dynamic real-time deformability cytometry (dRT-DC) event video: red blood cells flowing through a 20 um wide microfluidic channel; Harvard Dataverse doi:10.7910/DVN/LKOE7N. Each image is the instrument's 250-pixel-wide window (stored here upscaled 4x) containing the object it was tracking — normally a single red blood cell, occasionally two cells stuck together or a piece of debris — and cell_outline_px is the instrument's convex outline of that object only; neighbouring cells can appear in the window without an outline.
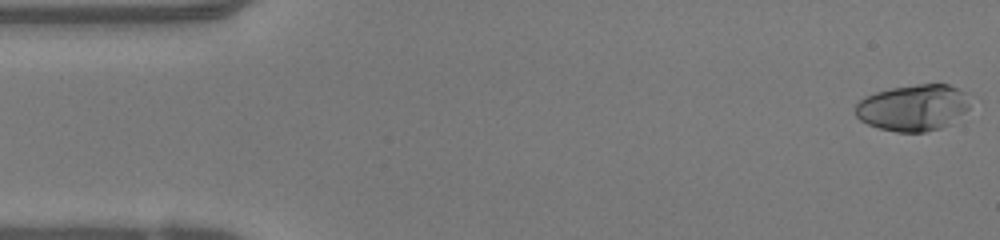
{"species": "human", "species_latin": "Homo sapiens", "temperature_condition": "warm", "stored_images_in_passage": 48, "camera_frame_rate_fps": 3000, "um_per_image_px": 0.085, "donor": {"sex": "female"}, "frame": {"image": 1, "passage_image": 1, "time_ms": 0.0, "image_size_px": [1000, 240], "cell_outline_px": [[968, 108], [964, 112], [948, 124], [940, 128], [924, 132], [896, 132], [880, 128], [868, 124], [860, 120], [856, 116], [856, 104], [864, 96], [876, 92], [892, 88], [916, 84], [948, 84], [964, 92], [968, 104]], "centroid_in_image_um": [77.57, 9.15], "position_along_channel_um": 7.4, "area_um2": 30.58}}
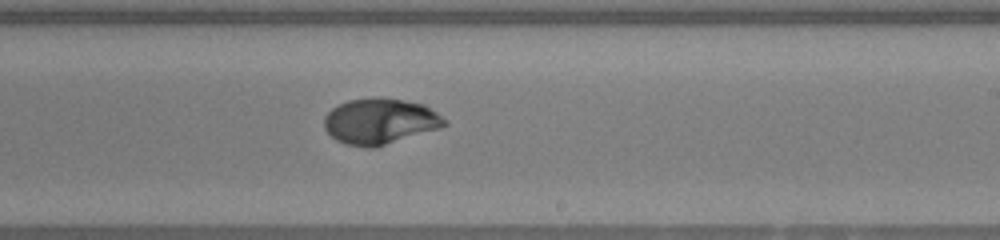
{"frame": {"image": 2, "passage_image": 28, "time_ms": 9.0, "image_size_px": [1000, 240], "cell_outline_px": [[448, 124], [440, 128], [376, 148], [364, 148], [344, 144], [336, 140], [324, 128], [324, 116], [332, 108], [348, 100], [400, 100], [424, 104], [448, 120]], "centroid_in_image_um": [32.31, 10.37], "position_along_channel_um": 256.7, "area_um2": 31.67}}
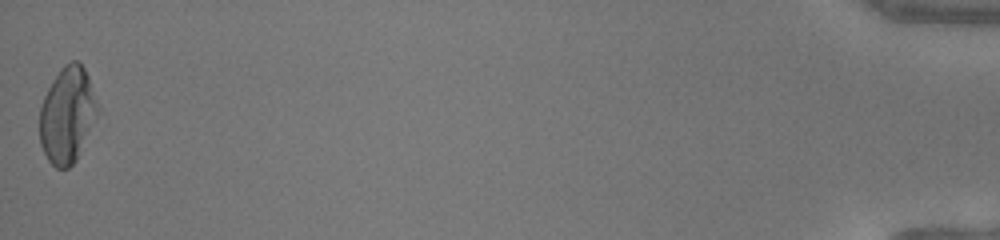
{"frame": {"image": 3, "passage_image": 48, "time_ms": 15.667, "image_size_px": [1000, 240], "cell_outline_px": [[100, 112], [76, 160], [68, 168], [56, 168], [48, 160], [40, 144], [40, 108], [44, 96], [52, 80], [60, 68], [64, 64], [72, 60], [76, 60], [84, 68], [88, 76], [100, 108]], "centroid_in_image_um": [5.74, 9.76], "position_along_channel_um": 429.5, "area_um2": 32.6}, "authors_computed_cell_mechanics": {"area_um2": 30.9808, "velocity_mm_per_s": 4.2014, "shape_relaxation_time_tau1_ms": 6.612, "shape_relaxation_time_tau2_ms": 2.0101, "deformation_change_tau1": 0.3087, "deformation_change_tau2": 0.0274}}